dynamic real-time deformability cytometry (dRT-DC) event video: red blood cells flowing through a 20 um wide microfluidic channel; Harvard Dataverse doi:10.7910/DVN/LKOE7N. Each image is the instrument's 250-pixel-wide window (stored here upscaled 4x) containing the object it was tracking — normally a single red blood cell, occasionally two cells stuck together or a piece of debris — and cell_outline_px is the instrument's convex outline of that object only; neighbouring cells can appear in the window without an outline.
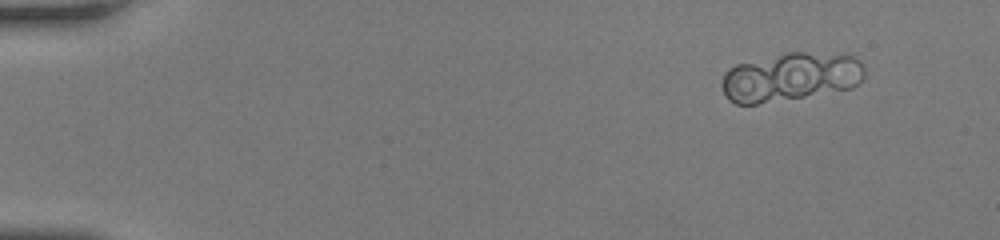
{"species": "human", "species_latin": "Homo sapiens", "temperature_condition": "room temperature", "stored_images_in_passage": 48, "camera_frame_rate_fps": 3000, "um_per_image_px": 0.085, "donor": {"sex": "female"}, "frame": {"image": 1, "passage_image": 1, "time_ms": 0.0, "image_size_px": [1000, 240], "cell_outline_px": [[864, 76], [852, 88], [756, 104], [736, 104], [728, 100], [720, 84], [724, 72], [728, 68], [736, 64], [788, 52], [848, 52], [860, 60], [864, 68]], "centroid_in_image_um": [67.21, 6.5], "position_along_channel_um": 17.8, "area_um2": 40.81}}
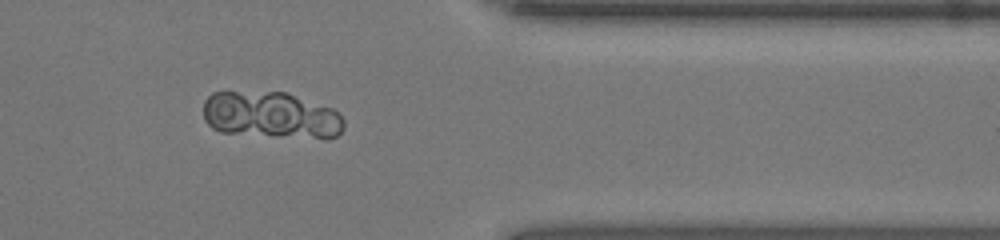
{"frame": {"image": 2, "passage_image": 39, "time_ms": 12.667, "image_size_px": [1000, 240], "cell_outline_px": [[344, 128], [336, 136], [276, 136], [220, 132], [212, 128], [204, 120], [204, 100], [212, 92], [284, 92], [332, 108], [344, 120]], "centroid_in_image_um": [22.96, 9.76], "position_along_channel_um": 388.4, "area_um2": 37.51}}